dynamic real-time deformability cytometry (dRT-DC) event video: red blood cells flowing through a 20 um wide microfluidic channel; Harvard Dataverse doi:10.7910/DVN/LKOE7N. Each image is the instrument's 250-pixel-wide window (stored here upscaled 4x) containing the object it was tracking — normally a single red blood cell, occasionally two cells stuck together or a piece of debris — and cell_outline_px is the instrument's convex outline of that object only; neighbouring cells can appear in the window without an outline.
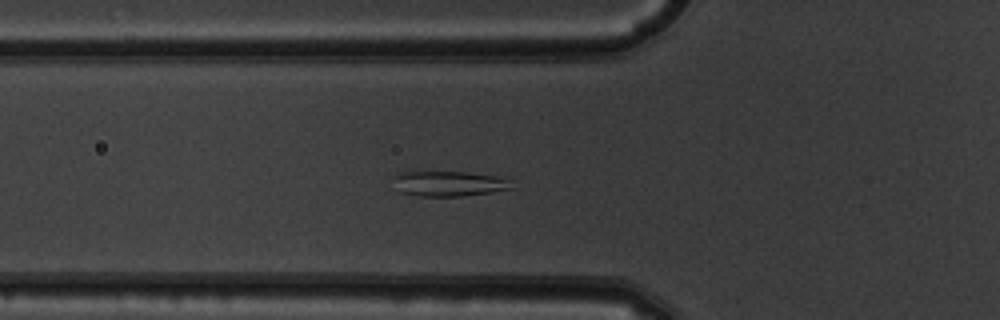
{"species": "common noctule bat (a hibernating species)", "species_latin": "Nyctalus noctula", "temperature_condition": "warm", "stored_images_in_passage": 51, "camera_frame_rate_fps": 3000, "um_per_image_px": 0.085, "animal": {"sex": "male", "body_mass_g": 19.5, "forearm_length_mm": 54.6}, "frame": {"image": 1, "passage_image": 18, "time_ms": 5.667, "image_size_px": [1000, 320], "cell_outline_px": [[512, 188], [464, 196], [420, 196], [400, 192], [392, 176], [396, 172], [412, 168], [464, 172], [492, 176], [508, 180]], "centroid_in_image_um": [37.95, 15.55], "position_along_channel_um": 87.9, "area_um2": 17.92}}
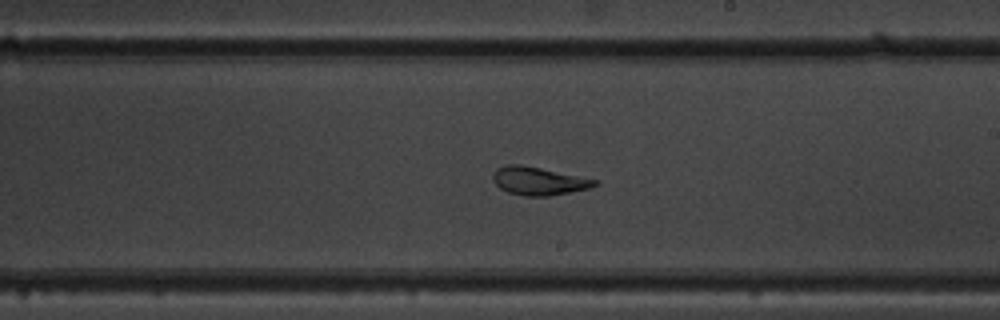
{"frame": {"image": 2, "passage_image": 30, "time_ms": 9.667, "image_size_px": [1000, 320], "cell_outline_px": [[596, 184], [588, 188], [548, 196], [524, 196], [508, 192], [500, 188], [492, 180], [492, 172], [496, 168], [508, 164], [520, 164], [540, 168], [596, 180]], "centroid_in_image_um": [45.67, 15.38], "position_along_channel_um": 243.3, "area_um2": 16.36}}
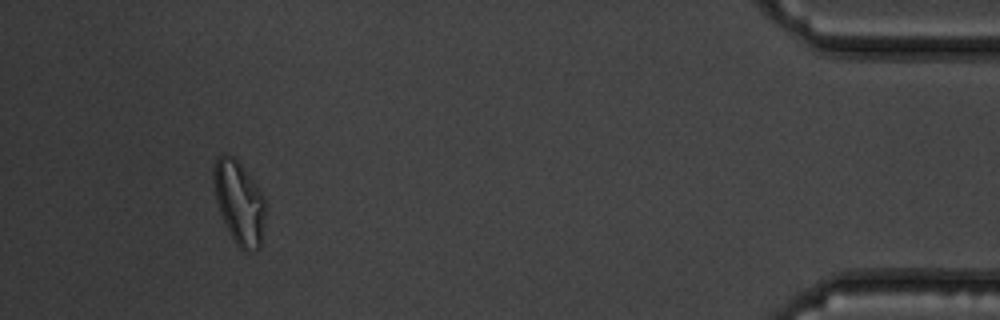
{"frame": {"image": 3, "passage_image": 48, "time_ms": 15.667, "image_size_px": [1000, 320], "cell_outline_px": [[264, 216], [260, 248], [248, 252], [244, 252], [236, 244], [228, 232], [220, 212], [216, 200], [212, 180], [212, 168], [216, 156], [224, 152], [232, 156], [244, 168], [264, 196]], "centroid_in_image_um": [20.28, 17.19], "position_along_channel_um": 414.9, "area_um2": 25.2}, "authors_computed_cell_mechanics": {"area_um2": 20.6924, "velocity_mm_per_s": 3.8839, "shape_relaxation_time_tau1_ms": 8.4718, "shape_relaxation_time_tau2_ms": null, "deformation_change_tau1": 0.1817, "deformation_change_tau2": null}}